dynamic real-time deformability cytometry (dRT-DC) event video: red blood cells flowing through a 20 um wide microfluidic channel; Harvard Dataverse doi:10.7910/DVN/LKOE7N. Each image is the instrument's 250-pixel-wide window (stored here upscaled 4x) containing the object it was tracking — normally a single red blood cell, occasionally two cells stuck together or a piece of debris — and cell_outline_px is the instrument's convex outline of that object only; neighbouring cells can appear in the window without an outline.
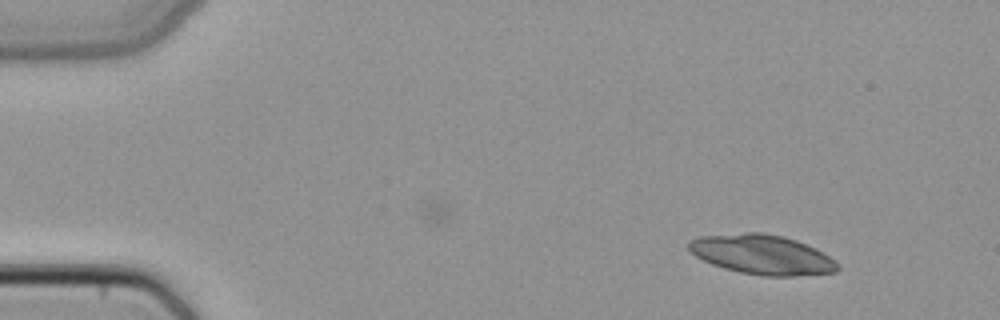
{"species": "common noctule bat (a hibernating species)", "species_latin": "Nyctalus noctula", "temperature_condition": "cold", "stored_images_in_passage": 6, "segment_of_instrument_passage": [1, 2], "camera_frame_rate_fps": 3000, "um_per_image_px": 0.085, "animal": {"sex": "female", "body_mass_g": 22.7, "forearm_length_mm": 54.2}, "frame": {"image": 1, "passage_image": 1, "time_ms": 0.0, "image_size_px": [1000, 320], "cell_outline_px": [[840, 268], [836, 272], [792, 276], [764, 276], [740, 272], [724, 268], [712, 264], [696, 256], [688, 248], [688, 240], [700, 236], [744, 232], [764, 232], [784, 236], [796, 240], [816, 248], [836, 260], [840, 264]], "centroid_in_image_um": [64.8, 21.63], "position_along_channel_um": 20.2, "area_um2": 34.62}}